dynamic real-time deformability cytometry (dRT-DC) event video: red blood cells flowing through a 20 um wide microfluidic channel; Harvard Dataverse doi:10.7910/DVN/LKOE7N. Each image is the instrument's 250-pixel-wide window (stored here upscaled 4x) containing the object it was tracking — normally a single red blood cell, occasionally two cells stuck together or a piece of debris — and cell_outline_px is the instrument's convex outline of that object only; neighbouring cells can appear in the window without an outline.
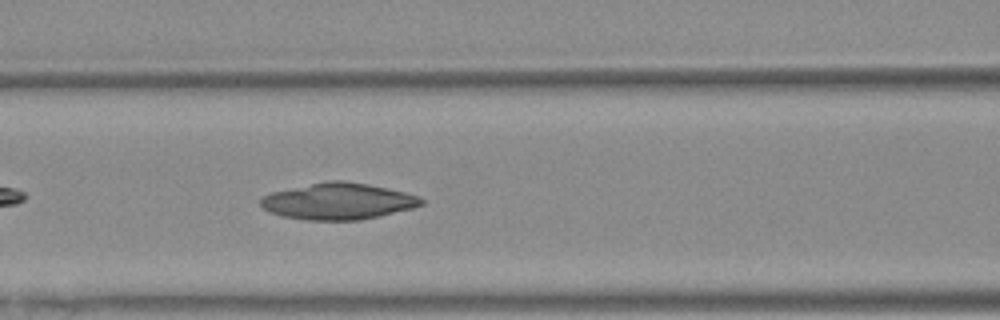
{"species": "Egyptian fruit bat (a non-hibernating species)", "species_latin": "Rousettus aegyptiacus", "temperature_condition": "warm", "stored_images_in_passage": 27, "camera_frame_rate_fps": 3000, "um_per_image_px": 0.085, "animal": {"sex": "female"}, "frame": {"image": 1, "passage_image": 12, "time_ms": 3.667, "image_size_px": [1000, 320], "cell_outline_px": [[424, 204], [412, 208], [380, 216], [360, 220], [308, 220], [284, 216], [268, 212], [260, 204], [260, 200], [264, 196], [272, 192], [328, 180], [344, 180], [404, 192], [420, 196], [424, 200]], "centroid_in_image_um": [28.75, 17.11], "position_along_channel_um": 137.8, "area_um2": 33.81}}
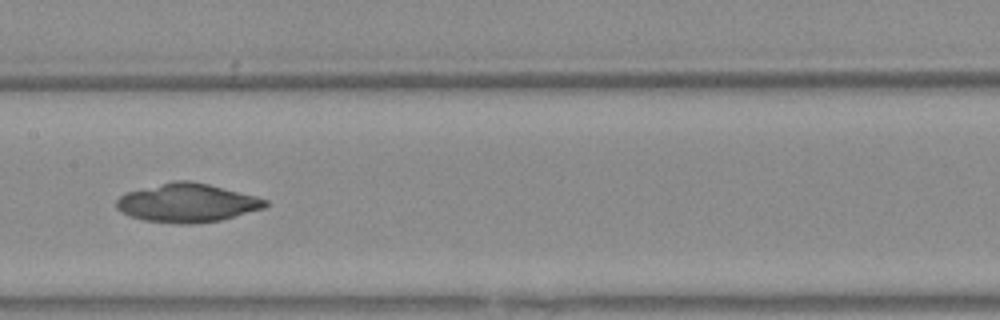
{"frame": {"image": 2, "passage_image": 16, "time_ms": 5.0, "image_size_px": [1000, 320], "cell_outline_px": [[268, 204], [264, 208], [220, 220], [188, 224], [180, 224], [144, 220], [128, 216], [120, 212], [116, 208], [116, 200], [124, 192], [172, 180], [188, 180], [208, 184], [256, 196], [268, 200]], "centroid_in_image_um": [15.85, 17.23], "position_along_channel_um": 191.5, "area_um2": 33.64}}
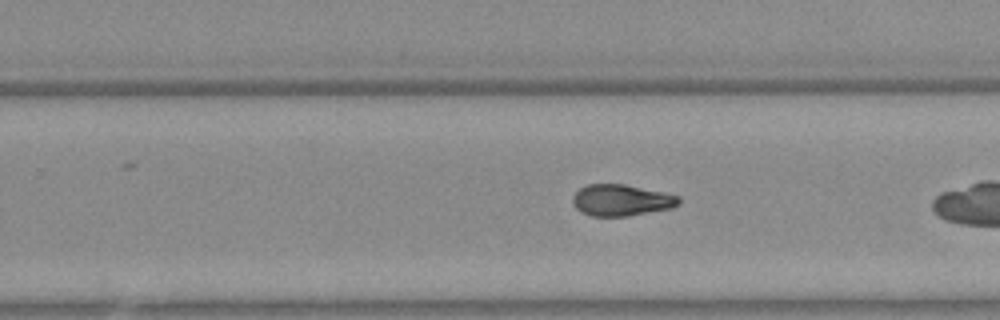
{"frame": {"image": 3, "passage_image": 20, "time_ms": 6.333, "image_size_px": [1000, 320], "cell_outline_px": [[680, 204], [672, 208], [628, 216], [592, 216], [576, 208], [572, 200], [572, 196], [580, 188], [588, 184], [624, 184], [664, 192], [680, 196]], "centroid_in_image_um": [52.84, 17.01], "position_along_channel_um": 277.0, "area_um2": 19.42}}